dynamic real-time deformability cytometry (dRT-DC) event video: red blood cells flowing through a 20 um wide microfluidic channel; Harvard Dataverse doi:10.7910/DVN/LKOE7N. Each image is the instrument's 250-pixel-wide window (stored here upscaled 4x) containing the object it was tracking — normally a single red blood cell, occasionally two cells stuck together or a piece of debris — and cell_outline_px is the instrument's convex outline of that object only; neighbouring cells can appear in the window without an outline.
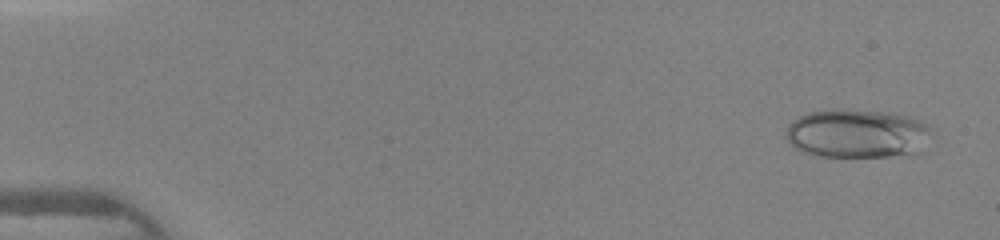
{"species": "human", "species_latin": "Homo sapiens", "temperature_condition": "warm", "stored_images_in_passage": 45, "camera_frame_rate_fps": 3000, "um_per_image_px": 0.085, "donor": {"sex": "female"}, "frame": {"image": 1, "passage_image": 2, "time_ms": 0.333, "image_size_px": [1000, 240], "cell_outline_px": [[932, 132], [920, 152], [888, 156], [820, 156], [804, 152], [796, 148], [788, 140], [788, 124], [792, 120], [808, 112], [888, 112], [920, 120], [928, 124], [932, 128]], "centroid_in_image_um": [72.92, 11.39], "position_along_channel_um": 12.1, "area_um2": 40.17}}
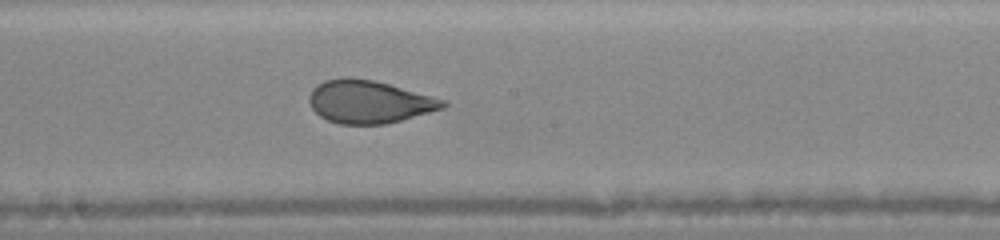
{"frame": {"image": 2, "passage_image": 25, "time_ms": 8.0, "image_size_px": [1000, 240], "cell_outline_px": [[448, 104], [444, 108], [400, 120], [384, 124], [340, 124], [328, 120], [320, 116], [312, 108], [308, 100], [312, 88], [316, 84], [324, 80], [344, 76], [348, 76], [372, 80], [388, 84], [448, 100]], "centroid_in_image_um": [31.35, 8.63], "position_along_channel_um": 216.8, "area_um2": 33.41}}
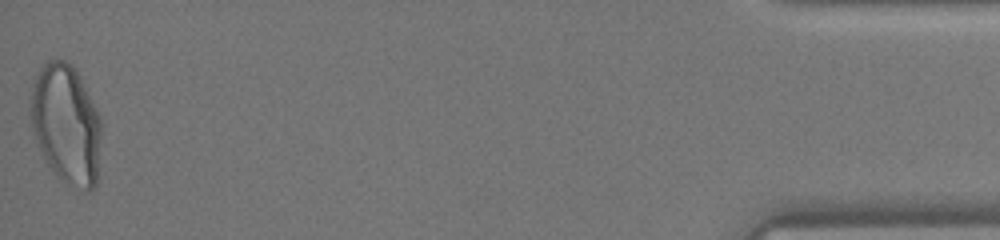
{"frame": {"image": 3, "passage_image": 45, "time_ms": 14.667, "image_size_px": [1000, 240], "cell_outline_px": [[100, 136], [96, 184], [88, 192], [68, 184], [60, 180], [56, 176], [48, 164], [36, 140], [32, 124], [32, 88], [36, 76], [40, 68], [48, 60], [68, 60], [76, 68], [100, 116]], "centroid_in_image_um": [5.64, 10.54], "position_along_channel_um": 429.6, "area_um2": 48.67}}